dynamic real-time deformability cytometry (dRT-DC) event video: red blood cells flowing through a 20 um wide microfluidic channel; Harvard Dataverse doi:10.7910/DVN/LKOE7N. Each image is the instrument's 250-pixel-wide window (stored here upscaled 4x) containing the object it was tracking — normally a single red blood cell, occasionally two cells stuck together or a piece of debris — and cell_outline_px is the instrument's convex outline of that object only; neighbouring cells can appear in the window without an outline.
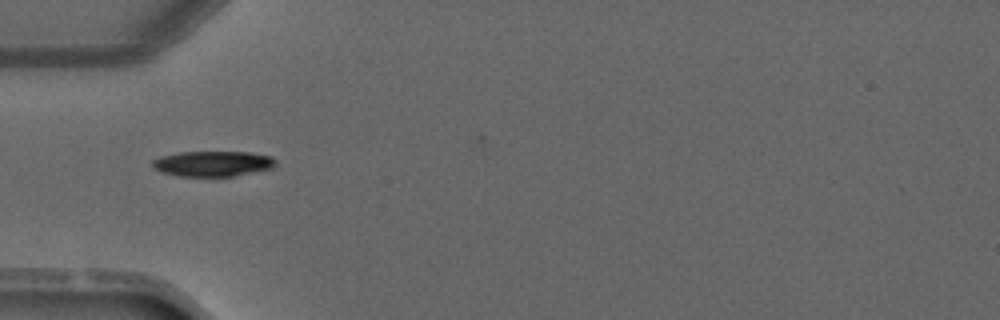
{"species": "common noctule bat (a hibernating species)", "species_latin": "Nyctalus noctula", "temperature_condition": "warm", "stored_images_in_passage": 1, "camera_frame_rate_fps": 3000, "um_per_image_px": 0.085, "animal": {"sex": "male", "forearm_length_mm": 52.5}, "frame": {"image": 1, "passage_image": 1, "time_ms": 0.0, "image_size_px": [1000, 320], "cell_outline_px": [[276, 164], [272, 168], [232, 176], [180, 176], [160, 172], [152, 168], [152, 160], [160, 156], [180, 152], [248, 152], [272, 156], [276, 160]], "centroid_in_image_um": [18.06, 13.9], "position_along_channel_um": 66.9, "area_um2": 18.26}}